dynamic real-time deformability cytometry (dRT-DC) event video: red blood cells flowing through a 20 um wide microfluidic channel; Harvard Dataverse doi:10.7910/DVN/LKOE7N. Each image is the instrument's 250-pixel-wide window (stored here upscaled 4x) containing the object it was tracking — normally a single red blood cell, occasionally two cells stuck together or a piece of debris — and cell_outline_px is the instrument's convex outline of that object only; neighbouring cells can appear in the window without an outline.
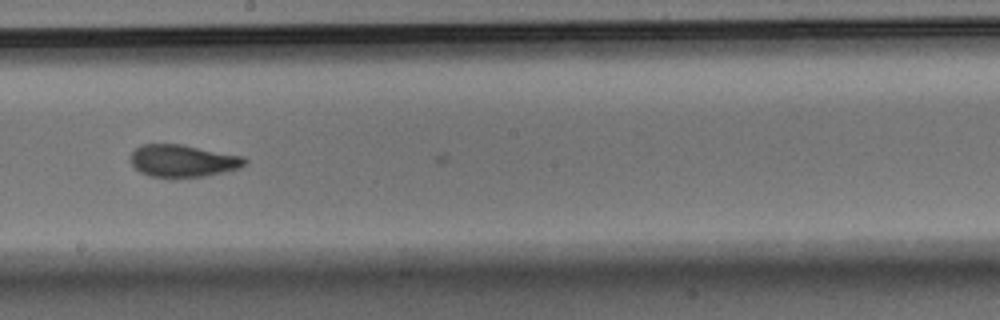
{"species": "Egyptian fruit bat (a non-hibernating species)", "species_latin": "Rousettus aegyptiacus", "temperature_condition": "warm", "stored_images_in_passage": 13, "camera_frame_rate_fps": 3000, "um_per_image_px": 0.085, "animal": {"sex": "male"}, "frame": {"image": 1, "passage_image": 12, "time_ms": 3.667, "image_size_px": [1000, 320], "cell_outline_px": [[248, 164], [240, 168], [224, 172], [204, 176], [176, 180], [168, 180], [148, 176], [140, 172], [132, 164], [128, 156], [140, 144], [184, 144], [244, 156], [248, 160]], "centroid_in_image_um": [15.54, 13.7], "position_along_channel_um": 232.7, "area_um2": 22.54}}